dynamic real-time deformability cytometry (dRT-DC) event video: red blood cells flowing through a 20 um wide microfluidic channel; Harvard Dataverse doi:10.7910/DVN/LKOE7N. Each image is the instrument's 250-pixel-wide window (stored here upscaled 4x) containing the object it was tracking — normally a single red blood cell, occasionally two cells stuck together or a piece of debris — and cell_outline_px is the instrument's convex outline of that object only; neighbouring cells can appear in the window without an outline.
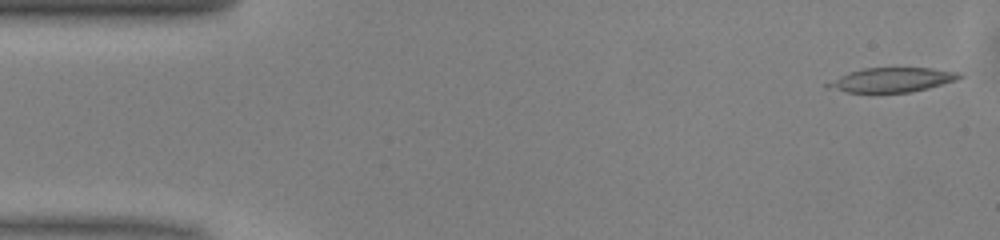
{"species": "common noctule bat (a hibernating species)", "species_latin": "Nyctalus noctula", "temperature_condition": "warm", "stored_images_in_passage": 9, "camera_frame_rate_fps": 3000, "um_per_image_px": 0.085, "animal": {"sex": "male", "body_mass_g": 13.0, "forearm_length_mm": 53.1}, "frame": {"image": 1, "passage_image": 1, "time_ms": 0.0, "image_size_px": [1000, 240], "cell_outline_px": [[964, 76], [956, 80], [928, 88], [912, 92], [848, 92], [824, 88], [824, 84], [848, 72], [864, 68], [932, 68], [960, 72]], "centroid_in_image_um": [75.8, 6.79], "position_along_channel_um": 9.2, "area_um2": 18.73}}